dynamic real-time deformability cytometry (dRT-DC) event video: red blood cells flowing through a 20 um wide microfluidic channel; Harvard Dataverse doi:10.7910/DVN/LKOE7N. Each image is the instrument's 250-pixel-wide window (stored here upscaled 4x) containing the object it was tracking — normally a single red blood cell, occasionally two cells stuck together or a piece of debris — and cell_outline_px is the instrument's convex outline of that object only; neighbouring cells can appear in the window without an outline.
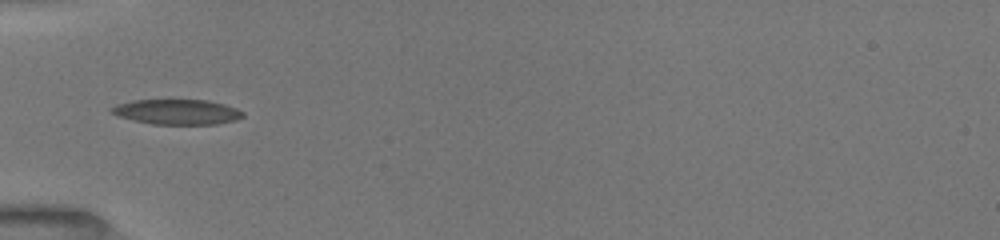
{"species": "common noctule bat (a hibernating species)", "species_latin": "Nyctalus noctula", "temperature_condition": "room temperature", "stored_images_in_passage": 13, "camera_frame_rate_fps": 3000, "um_per_image_px": 0.085, "animal": {"sex": "female", "body_mass_g": 19.5, "forearm_length_mm": 54.1}, "frame": {"image": 1, "passage_image": 2, "time_ms": 0.667, "image_size_px": [1000, 240], "cell_outline_px": [[244, 116], [236, 120], [216, 124], [152, 124], [120, 116], [112, 112], [112, 108], [116, 104], [132, 100], [208, 100], [224, 104], [236, 108], [244, 112]], "centroid_in_image_um": [15.11, 9.5], "position_along_channel_um": 69.9, "area_um2": 19.02}}
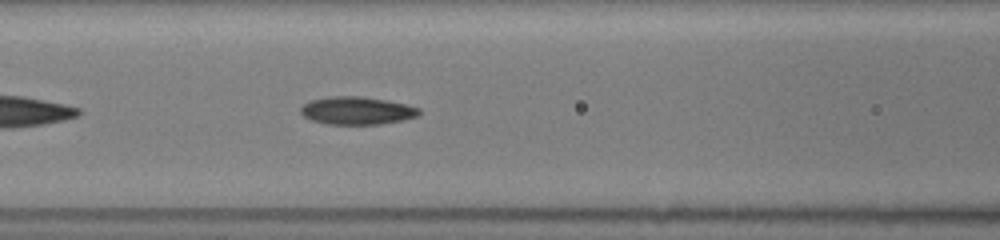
{"frame": {"image": 2, "passage_image": 10, "time_ms": 2.333, "image_size_px": [1000, 240], "cell_outline_px": [[420, 112], [416, 116], [400, 120], [380, 124], [328, 124], [312, 120], [304, 116], [300, 112], [300, 108], [308, 100], [328, 96], [364, 96], [404, 104], [420, 108]], "centroid_in_image_um": [30.28, 9.39], "position_along_channel_um": 136.3, "area_um2": 19.07}}
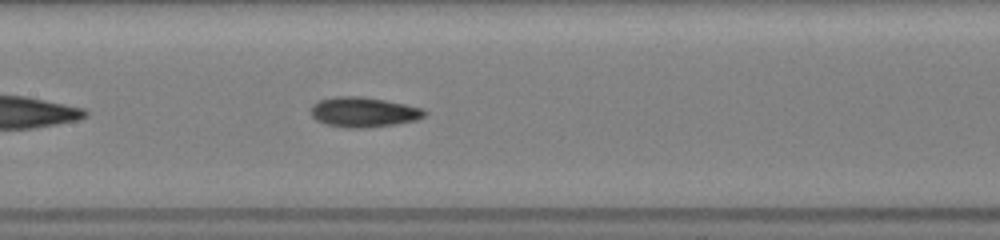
{"frame": {"image": 3, "passage_image": 13, "time_ms": 3.333, "image_size_px": [1000, 240], "cell_outline_px": [[428, 112], [424, 116], [416, 120], [396, 124], [368, 128], [348, 128], [328, 124], [316, 120], [312, 116], [312, 104], [320, 100], [336, 96], [360, 96], [384, 100], [424, 108]], "centroid_in_image_um": [30.93, 9.53], "position_along_channel_um": 176.5, "area_um2": 19.83}}